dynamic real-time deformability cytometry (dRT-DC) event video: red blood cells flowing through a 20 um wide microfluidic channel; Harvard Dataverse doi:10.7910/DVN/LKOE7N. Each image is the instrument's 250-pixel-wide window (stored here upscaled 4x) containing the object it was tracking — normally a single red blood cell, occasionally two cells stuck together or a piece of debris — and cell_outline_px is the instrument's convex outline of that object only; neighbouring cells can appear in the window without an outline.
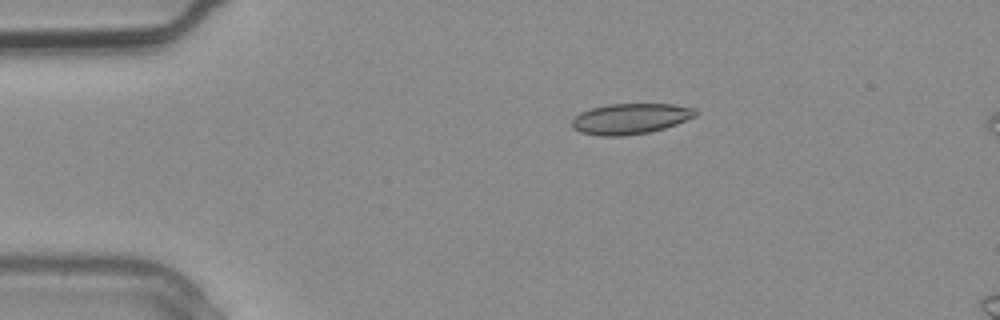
{"species": "common noctule bat (a hibernating species)", "species_latin": "Nyctalus noctula", "temperature_condition": "warm", "stored_images_in_passage": 2, "camera_frame_rate_fps": 3000, "um_per_image_px": 0.085, "animal": {"sex": "male", "body_mass_g": 20.4}, "frame": {"image": 1, "passage_image": 2, "time_ms": 0.333, "image_size_px": [1000, 320], "cell_outline_px": [[696, 116], [676, 124], [664, 128], [648, 132], [620, 136], [600, 136], [580, 132], [572, 128], [572, 120], [580, 112], [592, 108], [608, 104], [672, 104], [696, 108]], "centroid_in_image_um": [53.57, 10.09], "position_along_channel_um": 31.4, "area_um2": 21.96}}